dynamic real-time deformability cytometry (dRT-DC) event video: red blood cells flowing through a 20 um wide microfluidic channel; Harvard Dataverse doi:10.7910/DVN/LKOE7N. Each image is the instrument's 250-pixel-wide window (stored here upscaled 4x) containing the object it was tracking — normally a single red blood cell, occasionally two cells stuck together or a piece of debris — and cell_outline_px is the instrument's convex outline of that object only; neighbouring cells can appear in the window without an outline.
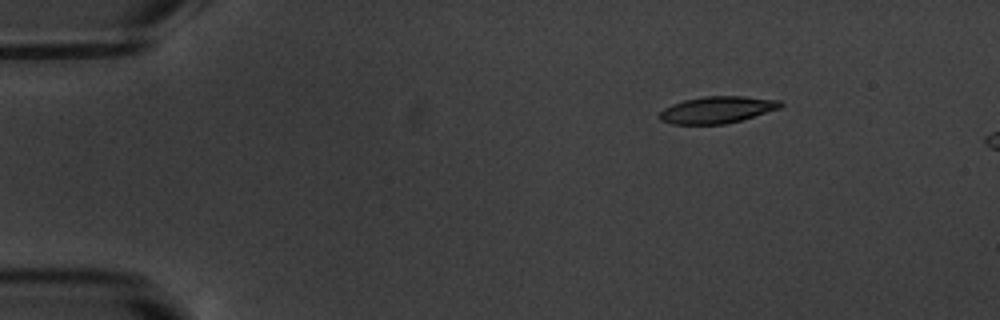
{"species": "common noctule bat (a hibernating species)", "species_latin": "Nyctalus noctula", "temperature_condition": "warm", "stored_images_in_passage": 6, "segment_of_instrument_passage": [2, 2], "camera_frame_rate_fps": 3000, "um_per_image_px": 0.085, "animal": {"sex": "male", "body_mass_g": 20.1, "forearm_length_mm": 53.5}, "frame": {"image": 1, "passage_image": 6, "time_ms": 6.667, "image_size_px": [1000, 320], "cell_outline_px": [[784, 104], [780, 108], [740, 120], [724, 124], [672, 124], [660, 120], [656, 116], [664, 108], [672, 104], [684, 100], [704, 96], [744, 96], [780, 100]], "centroid_in_image_um": [60.92, 9.33], "position_along_channel_um": 24.1, "area_um2": 18.9}}